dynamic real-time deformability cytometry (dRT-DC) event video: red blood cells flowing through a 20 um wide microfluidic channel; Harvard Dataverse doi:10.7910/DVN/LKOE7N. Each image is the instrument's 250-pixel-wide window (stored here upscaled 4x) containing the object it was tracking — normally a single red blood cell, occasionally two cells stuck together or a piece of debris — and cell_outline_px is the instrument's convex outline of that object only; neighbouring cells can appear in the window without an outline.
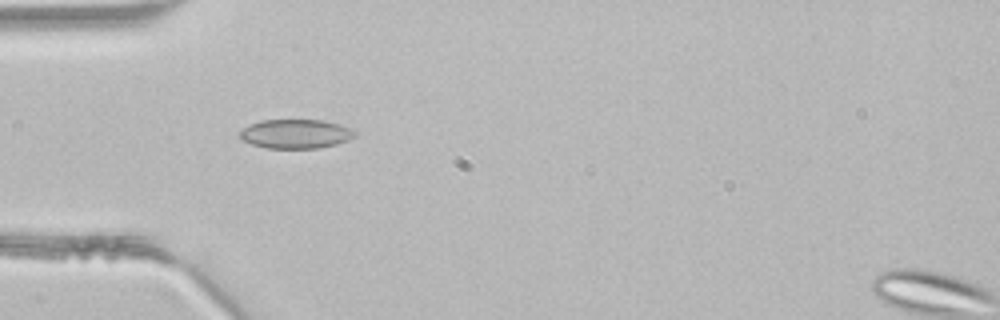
{"species": "common noctule bat (a hibernating species)", "species_latin": "Nyctalus noctula", "temperature_condition": "room temperature", "stored_images_in_passage": 46, "segment_of_instrument_passage": [1, 2], "camera_frame_rate_fps": 3000, "um_per_image_px": 0.085, "animal": {"sex": "male", "body_mass_g": 21.5, "forearm_length_mm": 52.0}, "frame": {"image": 1, "passage_image": 14, "time_ms": 4.333, "image_size_px": [1000, 320], "cell_outline_px": [[356, 136], [348, 140], [336, 144], [320, 148], [268, 148], [252, 144], [244, 140], [240, 136], [240, 132], [248, 124], [260, 120], [324, 120], [340, 124], [356, 132]], "centroid_in_image_um": [25.15, 11.37], "position_along_channel_um": 59.9, "area_um2": 19.48}}
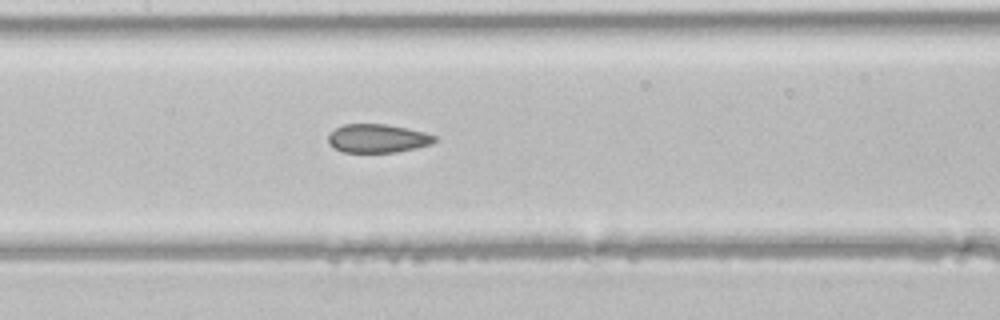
{"frame": {"image": 2, "passage_image": 22, "time_ms": 7.0, "image_size_px": [1000, 320], "cell_outline_px": [[436, 140], [432, 144], [416, 148], [396, 152], [344, 152], [332, 148], [328, 144], [328, 136], [336, 128], [344, 124], [388, 124], [424, 132], [436, 136]], "centroid_in_image_um": [32.08, 11.77], "position_along_channel_um": 175.3, "area_um2": 17.74}}
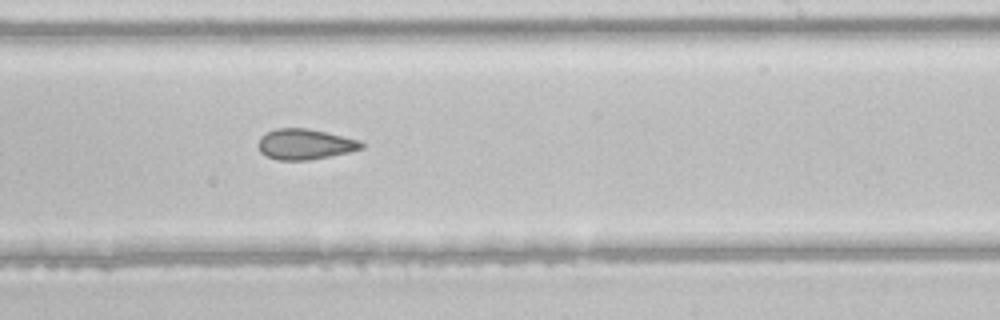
{"frame": {"image": 3, "passage_image": 28, "time_ms": 9.0, "image_size_px": [1000, 320], "cell_outline_px": [[364, 148], [348, 152], [308, 160], [276, 160], [260, 152], [256, 144], [260, 136], [264, 132], [276, 128], [308, 128], [328, 132], [360, 140], [364, 144]], "centroid_in_image_um": [25.88, 12.24], "position_along_channel_um": 263.1, "area_um2": 18.61}}